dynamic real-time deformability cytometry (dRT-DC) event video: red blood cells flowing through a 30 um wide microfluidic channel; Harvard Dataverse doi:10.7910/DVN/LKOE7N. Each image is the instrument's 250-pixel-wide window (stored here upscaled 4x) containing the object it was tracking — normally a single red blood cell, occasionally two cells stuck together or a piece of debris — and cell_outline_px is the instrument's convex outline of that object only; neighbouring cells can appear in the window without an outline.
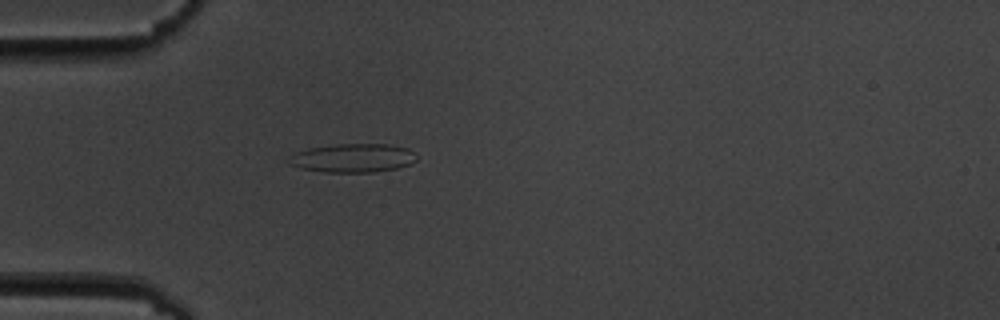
{"species": "common noctule bat (a hibernating species)", "species_latin": "Nyctalus noctula", "temperature_condition": "cold", "stored_images_in_passage": 1, "camera_frame_rate_fps": 3000, "um_per_image_px": 0.085, "animal": {"sex": "male", "body_mass_g": 19.5, "forearm_length_mm": 54.6}, "frame": {"image": 1, "passage_image": 1, "time_ms": 0.0, "image_size_px": [1000, 320], "cell_outline_px": [[416, 160], [408, 164], [396, 168], [372, 172], [324, 172], [300, 168], [288, 164], [284, 160], [296, 152], [308, 148], [336, 144], [388, 144], [408, 148], [416, 152]], "centroid_in_image_um": [29.95, 13.42], "position_along_channel_um": 55.0, "area_um2": 21.5}}